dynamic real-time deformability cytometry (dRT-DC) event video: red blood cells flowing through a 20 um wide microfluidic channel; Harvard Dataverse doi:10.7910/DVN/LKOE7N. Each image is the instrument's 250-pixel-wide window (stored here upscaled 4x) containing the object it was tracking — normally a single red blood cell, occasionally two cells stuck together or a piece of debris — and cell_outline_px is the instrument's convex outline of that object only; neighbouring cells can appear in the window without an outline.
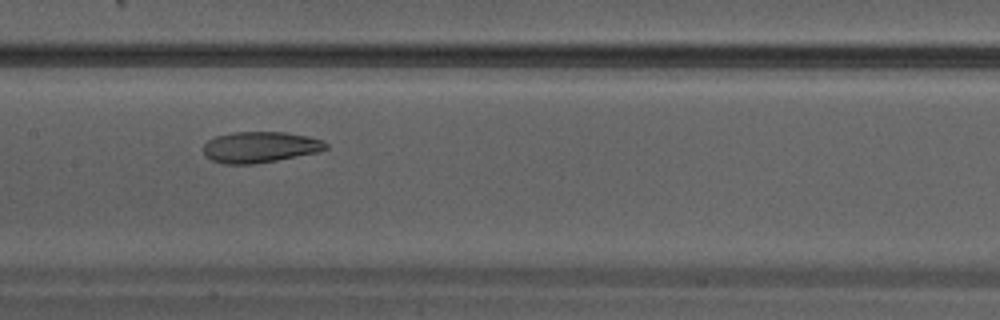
{"species": "Egyptian fruit bat (a non-hibernating species)", "species_latin": "Rousettus aegyptiacus", "temperature_condition": "warm", "stored_images_in_passage": 26, "camera_frame_rate_fps": 3000, "um_per_image_px": 0.085, "animal": {"sex": "male"}, "frame": {"image": 1, "passage_image": 8, "time_ms": 2.333, "image_size_px": [1000, 320], "cell_outline_px": [[328, 148], [320, 152], [276, 160], [252, 164], [224, 164], [212, 160], [204, 152], [204, 144], [208, 140], [216, 136], [236, 132], [284, 132], [308, 136], [320, 140], [328, 144]], "centroid_in_image_um": [22.13, 12.5], "position_along_channel_um": 185.3, "area_um2": 21.96}}
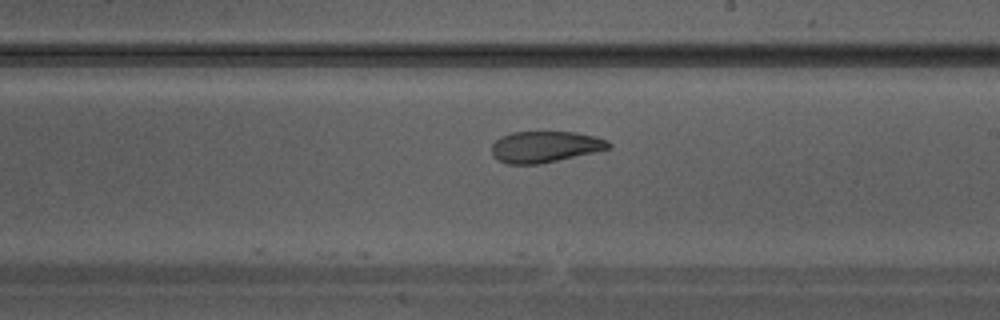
{"frame": {"image": 2, "passage_image": 11, "time_ms": 3.333, "image_size_px": [1000, 320], "cell_outline_px": [[612, 148], [556, 160], [536, 164], [508, 164], [496, 160], [492, 156], [492, 144], [500, 136], [512, 132], [576, 132], [596, 136], [608, 140], [612, 144]], "centroid_in_image_um": [46.32, 12.46], "position_along_channel_um": 242.7, "area_um2": 21.33}}